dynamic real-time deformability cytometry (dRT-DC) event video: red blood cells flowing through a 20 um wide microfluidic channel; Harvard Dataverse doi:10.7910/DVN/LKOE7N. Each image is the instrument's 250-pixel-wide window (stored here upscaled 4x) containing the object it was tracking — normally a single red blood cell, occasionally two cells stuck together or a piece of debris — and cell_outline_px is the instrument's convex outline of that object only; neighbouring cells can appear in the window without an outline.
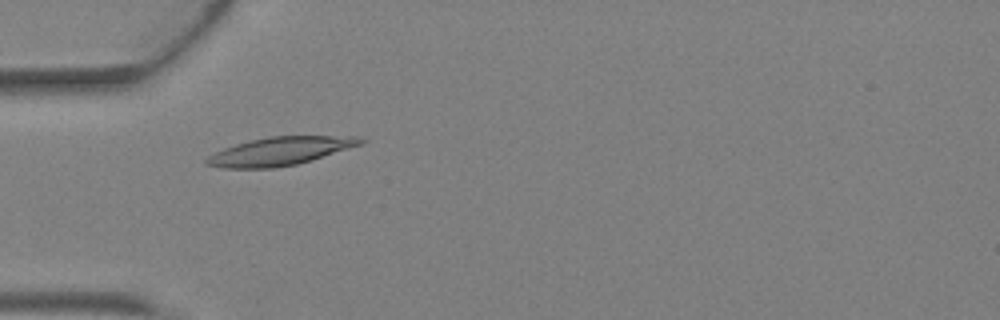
{"species": "Egyptian fruit bat (a non-hibernating species)", "species_latin": "Rousettus aegyptiacus", "temperature_condition": "warm", "stored_images_in_passage": 2, "camera_frame_rate_fps": 3000, "um_per_image_px": 0.085, "animal": {"sex": "female"}, "frame": {"image": 1, "passage_image": 2, "time_ms": 0.333, "image_size_px": [1000, 320], "cell_outline_px": [[368, 140], [364, 144], [312, 160], [296, 164], [272, 168], [224, 168], [204, 164], [204, 160], [208, 156], [224, 148], [236, 144], [268, 136], [360, 136]], "centroid_in_image_um": [23.87, 12.84], "position_along_channel_um": 61.1, "area_um2": 25.43}}